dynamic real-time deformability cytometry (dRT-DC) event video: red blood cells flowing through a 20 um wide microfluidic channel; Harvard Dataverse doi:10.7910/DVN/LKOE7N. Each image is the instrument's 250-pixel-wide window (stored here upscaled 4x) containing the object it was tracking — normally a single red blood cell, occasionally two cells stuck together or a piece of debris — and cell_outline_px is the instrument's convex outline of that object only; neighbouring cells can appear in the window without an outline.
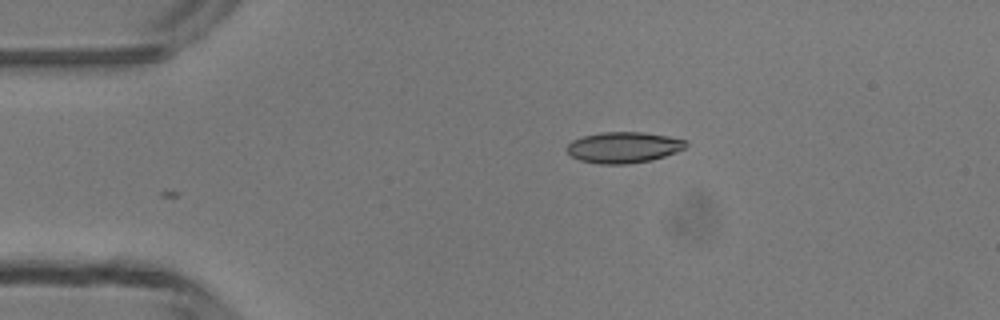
{"species": "common noctule bat (a hibernating species)", "species_latin": "Nyctalus noctula", "temperature_condition": "room temperature", "stored_images_in_passage": 3, "camera_frame_rate_fps": 3000, "um_per_image_px": 0.085, "animal": {"sex": "male", "body_mass_g": 13.3}, "frame": {"image": 1, "passage_image": 3, "time_ms": 3.333, "image_size_px": [1000, 320], "cell_outline_px": [[688, 144], [684, 148], [676, 152], [652, 160], [628, 164], [600, 164], [580, 160], [572, 156], [568, 152], [568, 144], [572, 140], [584, 136], [600, 132], [644, 132], [668, 136], [684, 140]], "centroid_in_image_um": [53.01, 12.53], "position_along_channel_um": 32.0, "area_um2": 21.39}}